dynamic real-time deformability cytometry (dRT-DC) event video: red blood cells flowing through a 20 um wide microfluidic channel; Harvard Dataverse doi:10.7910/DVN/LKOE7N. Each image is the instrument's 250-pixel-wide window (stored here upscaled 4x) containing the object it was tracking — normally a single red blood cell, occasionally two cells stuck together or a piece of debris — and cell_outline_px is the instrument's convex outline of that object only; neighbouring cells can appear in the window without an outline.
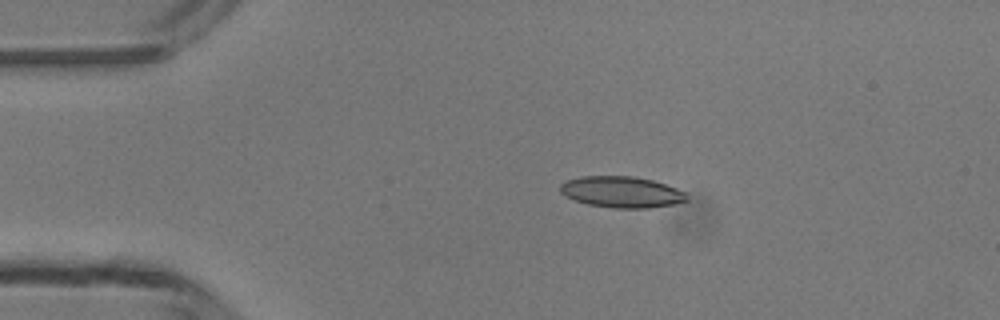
{"species": "common noctule bat (a hibernating species)", "species_latin": "Nyctalus noctula", "temperature_condition": "room temperature", "stored_images_in_passage": 40, "camera_frame_rate_fps": 3000, "um_per_image_px": 0.085, "animal": {"sex": "male", "body_mass_g": 13.3}, "frame": {"image": 1, "passage_image": 1, "time_ms": 0.0, "image_size_px": [1000, 320], "cell_outline_px": [[688, 200], [676, 204], [648, 208], [612, 208], [588, 204], [576, 200], [560, 192], [560, 184], [568, 180], [580, 176], [632, 176], [652, 180], [688, 192]], "centroid_in_image_um": [52.88, 16.32], "position_along_channel_um": 32.1, "area_um2": 23.0}}
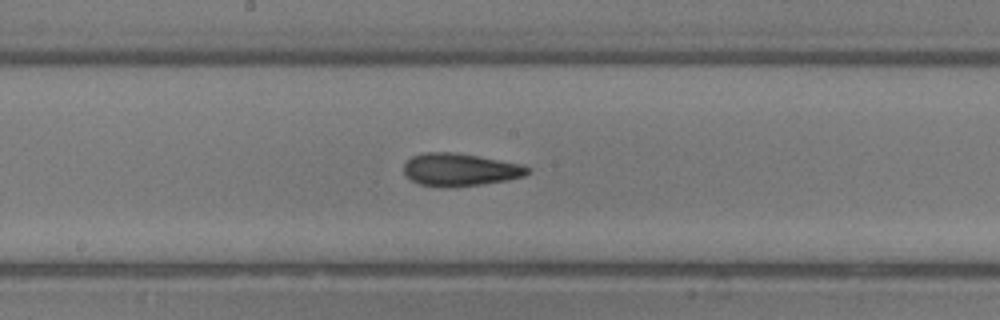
{"frame": {"image": 2, "passage_image": 17, "time_ms": 5.333, "image_size_px": [1000, 320], "cell_outline_px": [[532, 172], [524, 176], [508, 180], [484, 184], [452, 188], [440, 188], [420, 184], [412, 180], [404, 172], [404, 164], [412, 156], [424, 152], [456, 152], [480, 156], [524, 164], [532, 168]], "centroid_in_image_um": [39.17, 14.43], "position_along_channel_um": 209.0, "area_um2": 24.16}}
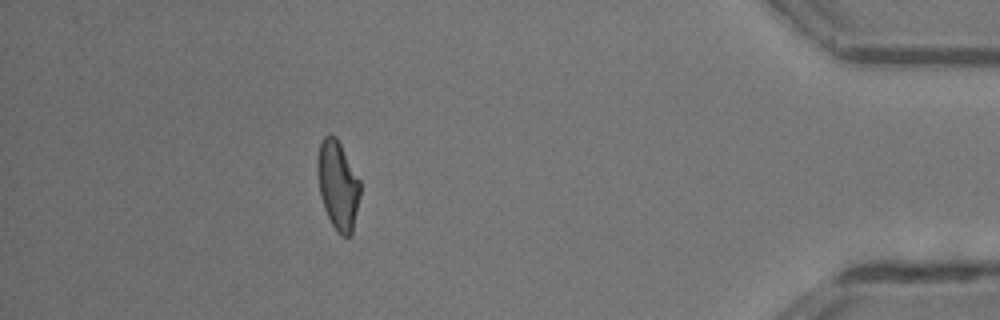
{"frame": {"image": 3, "passage_image": 35, "time_ms": 11.333, "image_size_px": [1000, 320], "cell_outline_px": [[360, 196], [352, 232], [348, 236], [340, 236], [332, 224], [324, 208], [320, 196], [316, 172], [316, 160], [320, 144], [324, 136], [328, 132], [336, 136], [360, 180]], "centroid_in_image_um": [28.7, 15.7], "position_along_channel_um": 406.5, "area_um2": 22.25}, "authors_computed_cell_mechanics": {"area_um2": 22.6576, "velocity_mm_per_s": 4.1818, "shape_relaxation_time_tau1_ms": 8.3429, "shape_relaxation_time_tau2_ms": 2.7129, "deformation_change_tau1": 0.2378, "deformation_change_tau2": 0.1074}}